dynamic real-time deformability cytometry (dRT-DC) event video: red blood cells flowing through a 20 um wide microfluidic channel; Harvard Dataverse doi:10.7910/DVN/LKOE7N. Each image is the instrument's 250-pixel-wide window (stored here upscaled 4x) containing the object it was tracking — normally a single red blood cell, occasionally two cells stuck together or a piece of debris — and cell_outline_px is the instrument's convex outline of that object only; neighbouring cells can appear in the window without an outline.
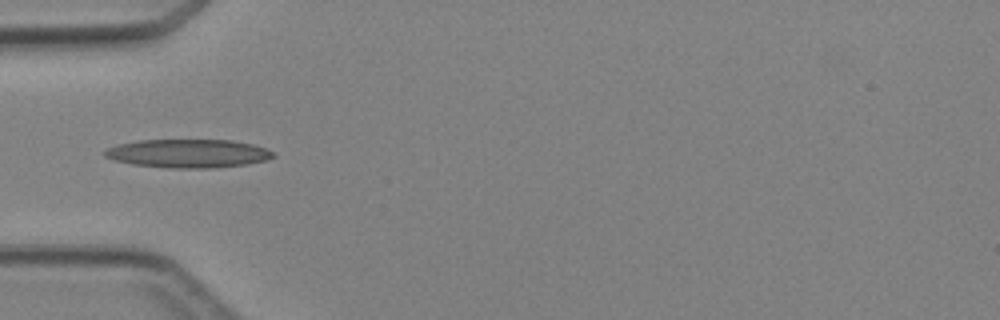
{"species": "Egyptian fruit bat (a non-hibernating species)", "species_latin": "Rousettus aegyptiacus", "temperature_condition": "cold", "stored_images_in_passage": 3, "camera_frame_rate_fps": 3000, "um_per_image_px": 0.085, "animal": {"sex": "female"}, "frame": {"image": 1, "passage_image": 2, "time_ms": 1.333, "image_size_px": [1000, 320], "cell_outline_px": [[276, 156], [268, 160], [248, 164], [212, 168], [168, 168], [132, 164], [112, 160], [104, 156], [104, 148], [116, 144], [136, 140], [232, 140], [252, 144], [264, 148], [272, 152]], "centroid_in_image_um": [15.94, 13.04], "position_along_channel_um": 69.1, "area_um2": 28.26}}
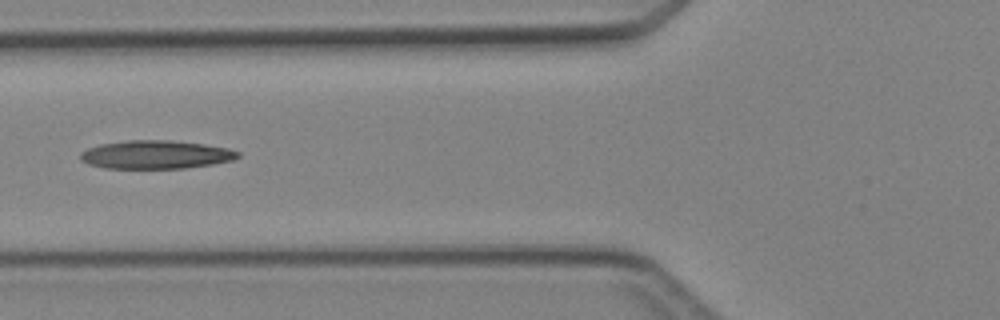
{"frame": {"image": 2, "passage_image": 3, "time_ms": 2.333, "image_size_px": [1000, 320], "cell_outline_px": [[240, 156], [232, 160], [212, 164], [184, 168], [104, 168], [88, 164], [80, 160], [80, 152], [88, 148], [100, 144], [128, 140], [172, 140], [204, 144], [228, 148], [240, 152]], "centroid_in_image_um": [13.23, 13.14], "position_along_channel_um": 112.6, "area_um2": 26.07}}